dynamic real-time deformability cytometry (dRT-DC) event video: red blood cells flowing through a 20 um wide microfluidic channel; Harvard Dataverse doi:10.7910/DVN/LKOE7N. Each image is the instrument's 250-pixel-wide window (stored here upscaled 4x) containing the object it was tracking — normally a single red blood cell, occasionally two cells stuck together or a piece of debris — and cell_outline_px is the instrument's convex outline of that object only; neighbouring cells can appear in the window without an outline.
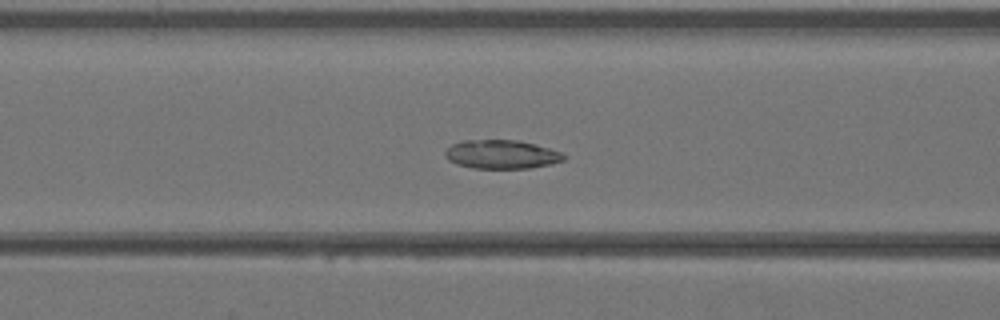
{"species": "Egyptian fruit bat (a non-hibernating species)", "species_latin": "Rousettus aegyptiacus", "temperature_condition": "warm", "stored_images_in_passage": 34, "camera_frame_rate_fps": 3000, "um_per_image_px": 0.085, "animal": {"sex": "female"}, "frame": {"image": 1, "passage_image": 12, "time_ms": 3.667, "image_size_px": [1000, 320], "cell_outline_px": [[568, 156], [564, 160], [552, 164], [528, 168], [472, 168], [456, 164], [448, 160], [444, 156], [444, 152], [452, 144], [464, 140], [520, 140], [536, 144], [560, 152]], "centroid_in_image_um": [42.63, 13.12], "position_along_channel_um": 124.0, "area_um2": 20.0}}
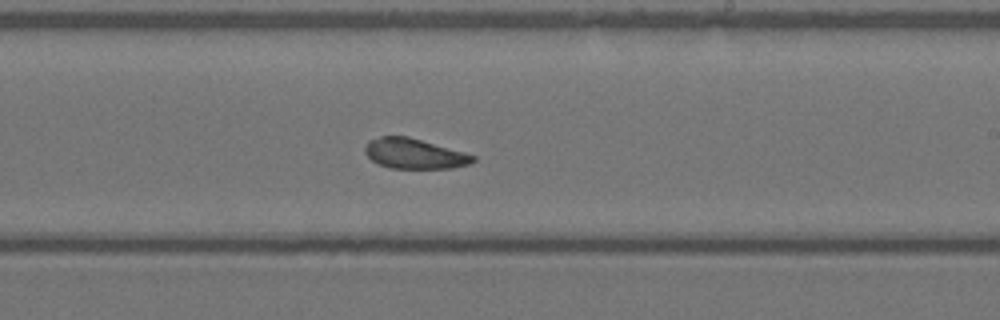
{"frame": {"image": 2, "passage_image": 20, "time_ms": 6.333, "image_size_px": [1000, 320], "cell_outline_px": [[476, 160], [472, 164], [452, 168], [388, 168], [372, 160], [364, 152], [364, 148], [368, 140], [380, 136], [408, 136], [464, 152], [476, 156]], "centroid_in_image_um": [35.23, 13.06], "position_along_channel_um": 253.8, "area_um2": 19.07}}
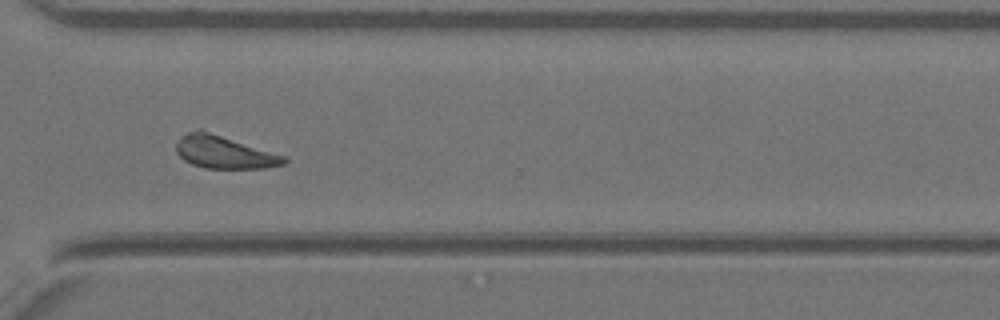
{"frame": {"image": 3, "passage_image": 26, "time_ms": 8.333, "image_size_px": [1000, 320], "cell_outline_px": [[288, 160], [284, 164], [264, 168], [204, 168], [192, 164], [184, 160], [176, 152], [176, 144], [188, 132], [200, 128], [284, 156]], "centroid_in_image_um": [19.03, 12.93], "position_along_channel_um": 351.6, "area_um2": 20.29}}